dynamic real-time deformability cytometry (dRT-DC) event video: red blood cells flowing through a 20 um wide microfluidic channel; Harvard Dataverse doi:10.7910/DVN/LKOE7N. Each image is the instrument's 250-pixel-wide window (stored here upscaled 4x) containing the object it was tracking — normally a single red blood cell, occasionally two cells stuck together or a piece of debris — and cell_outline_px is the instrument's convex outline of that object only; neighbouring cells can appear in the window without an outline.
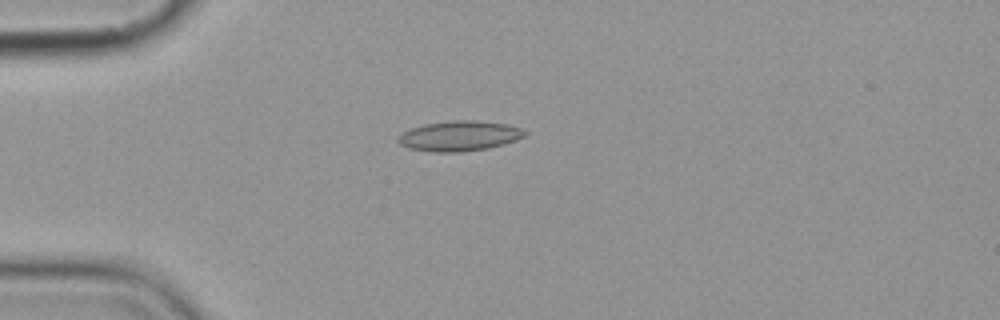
{"species": "common noctule bat (a hibernating species)", "species_latin": "Nyctalus noctula", "temperature_condition": "cold", "stored_images_in_passage": 5, "camera_frame_rate_fps": 3000, "um_per_image_px": 0.085, "animal": {"sex": "female", "body_mass_g": 19.9}, "frame": {"image": 1, "passage_image": 5, "time_ms": 4.667, "image_size_px": [1000, 320], "cell_outline_px": [[528, 132], [524, 136], [516, 140], [504, 144], [488, 148], [460, 152], [432, 152], [408, 148], [400, 144], [396, 140], [396, 136], [412, 128], [424, 124], [452, 120], [476, 120], [504, 124], [520, 128]], "centroid_in_image_um": [39.02, 11.56], "position_along_channel_um": 46.0, "area_um2": 22.25}}